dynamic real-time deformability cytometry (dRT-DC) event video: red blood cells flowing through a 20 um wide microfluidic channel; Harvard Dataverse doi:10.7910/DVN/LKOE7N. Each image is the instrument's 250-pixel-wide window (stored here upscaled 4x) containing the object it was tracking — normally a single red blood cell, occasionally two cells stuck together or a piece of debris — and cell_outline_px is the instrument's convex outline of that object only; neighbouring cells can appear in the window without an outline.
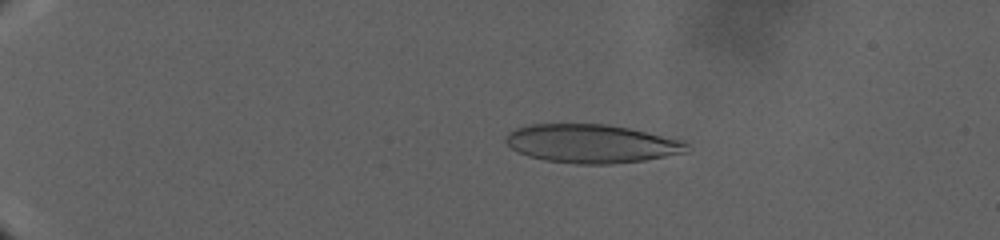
{"species": "human", "species_latin": "Homo sapiens", "temperature_condition": "warm", "stored_images_in_passage": 106, "camera_frame_rate_fps": 3000, "um_per_image_px": 0.085, "donor": {"sex": "male"}, "frame": {"image": 1, "passage_image": 31, "time_ms": 9.0, "image_size_px": [1000, 240], "cell_outline_px": [[688, 152], [644, 160], [608, 164], [576, 164], [544, 160], [528, 156], [516, 152], [504, 140], [508, 132], [516, 128], [532, 124], [604, 124], [628, 128], [684, 140], [688, 144]], "centroid_in_image_um": [50.27, 12.21], "position_along_channel_um": 34.7, "area_um2": 40.69}}
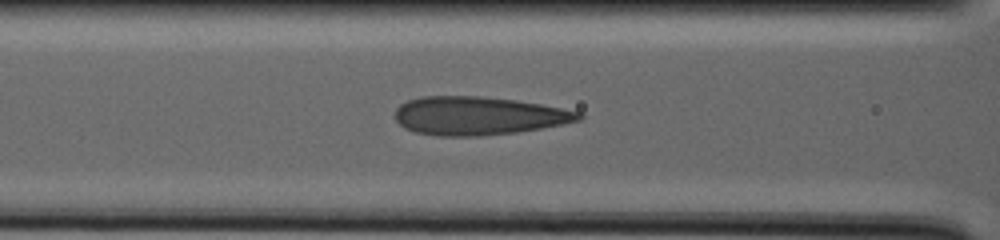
{"frame": {"image": 2, "passage_image": 86, "time_ms": 19.667, "image_size_px": [1000, 240], "cell_outline_px": [[584, 116], [580, 120], [540, 128], [516, 132], [480, 136], [436, 136], [416, 132], [404, 128], [396, 120], [396, 108], [400, 104], [408, 100], [420, 96], [480, 96], [516, 100], [540, 104], [580, 112]], "centroid_in_image_um": [40.61, 9.84], "position_along_channel_um": 126.0, "area_um2": 40.92}}
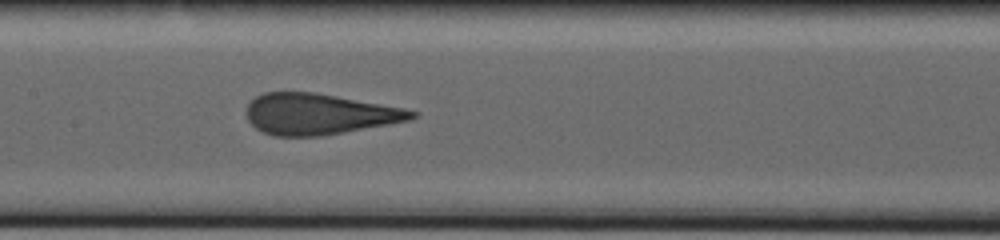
{"frame": {"image": 3, "passage_image": 105, "time_ms": 22.667, "image_size_px": [1000, 240], "cell_outline_px": [[416, 116], [408, 120], [388, 124], [320, 136], [272, 136], [256, 128], [248, 120], [248, 104], [256, 96], [264, 92], [316, 92], [404, 108], [416, 112]], "centroid_in_image_um": [27.08, 9.69], "position_along_channel_um": 180.3, "area_um2": 39.02}}